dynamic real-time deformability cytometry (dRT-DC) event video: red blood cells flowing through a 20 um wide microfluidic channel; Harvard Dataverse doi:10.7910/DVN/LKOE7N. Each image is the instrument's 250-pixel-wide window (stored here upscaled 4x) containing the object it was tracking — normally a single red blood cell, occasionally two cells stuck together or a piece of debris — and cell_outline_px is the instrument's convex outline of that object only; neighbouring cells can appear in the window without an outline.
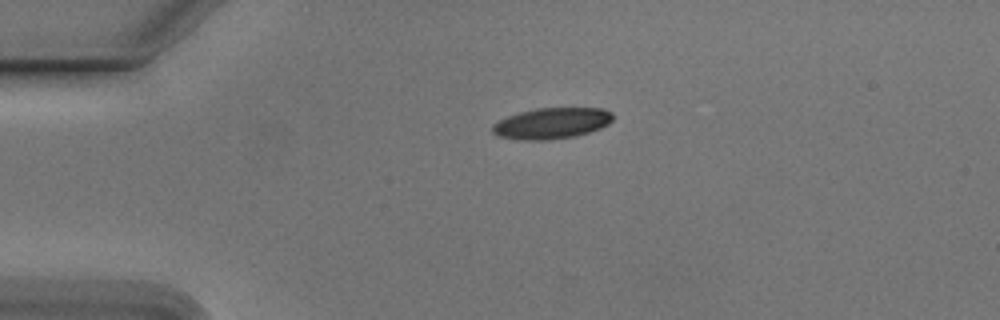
{"species": "Egyptian fruit bat (a non-hibernating species)", "species_latin": "Rousettus aegyptiacus", "temperature_condition": "cold", "stored_images_in_passage": 43, "camera_frame_rate_fps": 3000, "um_per_image_px": 0.085, "animal": {"sex": "male"}, "frame": {"image": 1, "passage_image": 1, "time_ms": 0.0, "image_size_px": [1000, 320], "cell_outline_px": [[612, 120], [608, 124], [600, 128], [576, 136], [548, 140], [520, 140], [496, 136], [492, 132], [492, 124], [508, 116], [520, 112], [536, 108], [604, 108], [612, 112]], "centroid_in_image_um": [46.88, 10.48], "position_along_channel_um": 38.1, "area_um2": 21.85}}
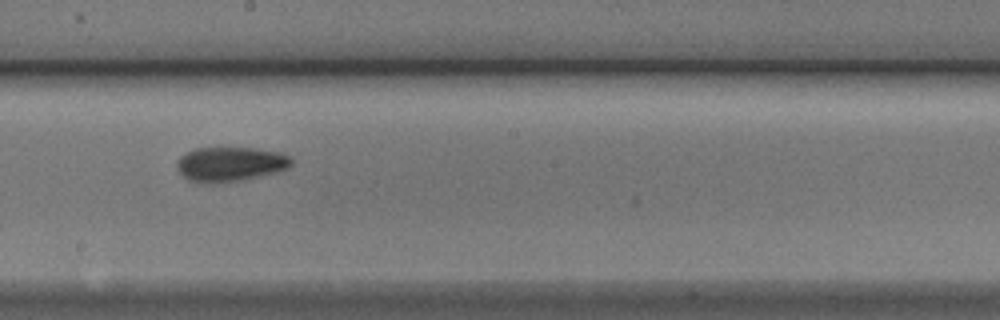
{"frame": {"image": 2, "passage_image": 19, "time_ms": 6.0, "image_size_px": [1000, 320], "cell_outline_px": [[292, 164], [288, 168], [276, 172], [244, 180], [220, 184], [200, 184], [188, 180], [176, 168], [176, 164], [180, 156], [196, 148], [256, 148], [280, 152], [288, 156], [292, 160]], "centroid_in_image_um": [19.55, 13.98], "position_along_channel_um": 228.6, "area_um2": 23.41}}
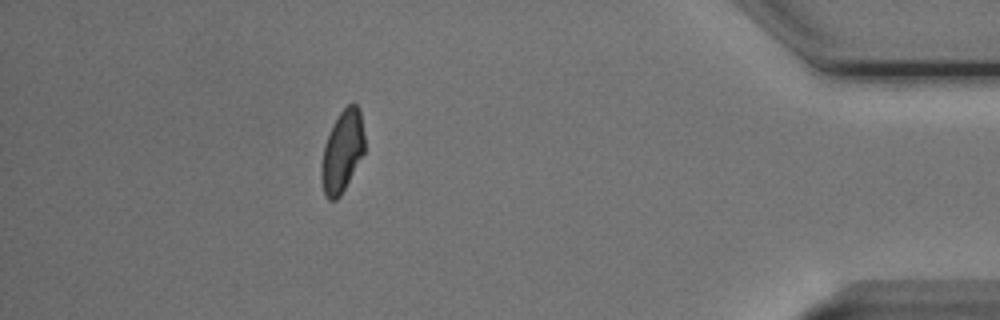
{"frame": {"image": 3, "passage_image": 37, "time_ms": 12.0, "image_size_px": [1000, 320], "cell_outline_px": [[364, 152], [340, 196], [336, 200], [328, 200], [324, 196], [320, 180], [320, 164], [324, 144], [340, 112], [348, 104], [356, 104], [360, 108], [364, 136]], "centroid_in_image_um": [29.06, 12.91], "position_along_channel_um": 406.1, "area_um2": 20.52}, "authors_computed_cell_mechanics": {"area_um2": 21.8484, "velocity_mm_per_s": 3.7716, "shape_relaxation_time_tau1_ms": 4.1373, "shape_relaxation_time_tau2_ms": 5.5339, "deformation_change_tau1": 0.1381, "deformation_change_tau2": 0.1211}}